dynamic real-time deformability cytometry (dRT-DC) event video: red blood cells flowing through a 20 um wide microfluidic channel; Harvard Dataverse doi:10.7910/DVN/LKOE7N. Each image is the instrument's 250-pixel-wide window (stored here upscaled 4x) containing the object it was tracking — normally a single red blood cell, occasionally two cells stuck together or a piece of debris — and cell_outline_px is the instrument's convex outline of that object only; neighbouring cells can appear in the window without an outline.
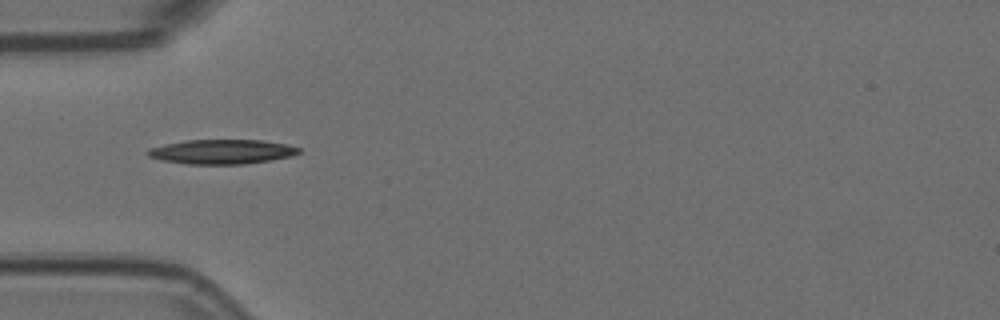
{"species": "Egyptian fruit bat (a non-hibernating species)", "species_latin": "Rousettus aegyptiacus", "temperature_condition": "room temperature", "stored_images_in_passage": 3, "camera_frame_rate_fps": 3000, "um_per_image_px": 0.085, "animal": {"sex": "female"}, "frame": {"image": 1, "passage_image": 1, "time_ms": 0.0, "image_size_px": [1000, 320], "cell_outline_px": [[300, 152], [292, 156], [272, 160], [244, 164], [184, 164], [160, 160], [148, 156], [144, 152], [148, 148], [164, 144], [184, 140], [260, 140], [288, 144], [300, 148]], "centroid_in_image_um": [18.82, 12.9], "position_along_channel_um": 66.2, "area_um2": 21.85}}
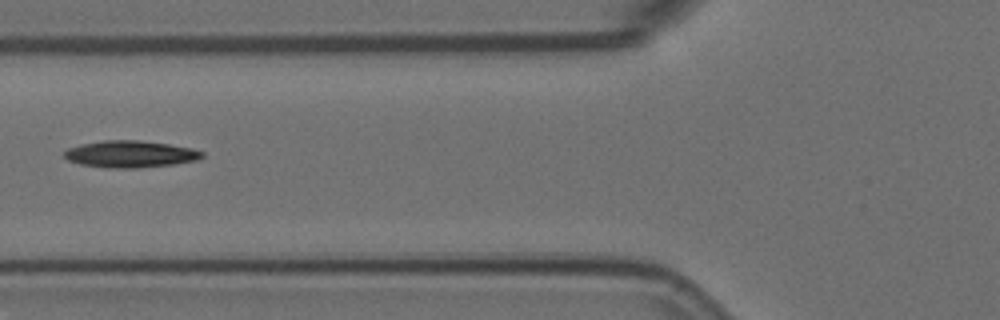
{"frame": {"image": 2, "passage_image": 2, "time_ms": 0.333, "image_size_px": [1000, 320], "cell_outline_px": [[204, 156], [196, 160], [172, 164], [136, 168], [108, 168], [80, 164], [68, 160], [64, 156], [64, 152], [68, 148], [80, 144], [104, 140], [136, 140], [168, 144], [192, 148], [204, 152]], "centroid_in_image_um": [11.05, 13.09], "position_along_channel_um": 114.7, "area_um2": 21.44}}
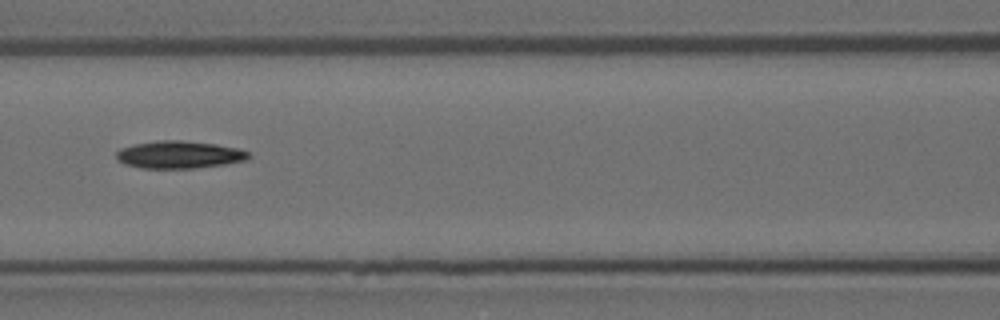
{"frame": {"image": 3, "passage_image": 3, "time_ms": 0.667, "image_size_px": [1000, 320], "cell_outline_px": [[248, 156], [244, 160], [224, 164], [196, 168], [140, 168], [124, 164], [116, 160], [116, 152], [120, 148], [132, 144], [156, 140], [180, 140], [216, 144], [236, 148], [248, 152]], "centroid_in_image_um": [15.13, 13.14], "position_along_channel_um": 151.5, "area_um2": 21.15}}